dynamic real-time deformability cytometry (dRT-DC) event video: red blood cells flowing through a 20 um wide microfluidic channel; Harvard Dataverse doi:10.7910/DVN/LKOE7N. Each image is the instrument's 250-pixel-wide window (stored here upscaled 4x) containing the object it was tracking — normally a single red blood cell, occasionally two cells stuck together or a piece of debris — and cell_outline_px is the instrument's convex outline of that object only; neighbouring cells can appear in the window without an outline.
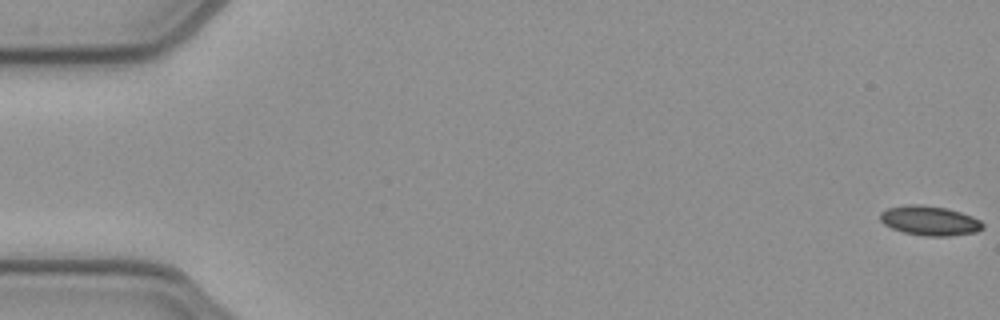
{"species": "common noctule bat (a hibernating species)", "species_latin": "Nyctalus noctula", "temperature_condition": "cold", "stored_images_in_passage": 53, "camera_frame_rate_fps": 3000, "um_per_image_px": 0.085, "animal": {"sex": "female", "body_mass_g": 21.9}, "frame": {"image": 1, "passage_image": 1, "time_ms": 0.0, "image_size_px": [1000, 320], "cell_outline_px": [[984, 228], [976, 232], [948, 236], [924, 236], [904, 232], [892, 228], [884, 224], [880, 220], [880, 212], [888, 208], [908, 204], [920, 204], [948, 208], [972, 216], [980, 220], [984, 224]], "centroid_in_image_um": [79.03, 18.75], "position_along_channel_um": 6.0, "area_um2": 17.74}}
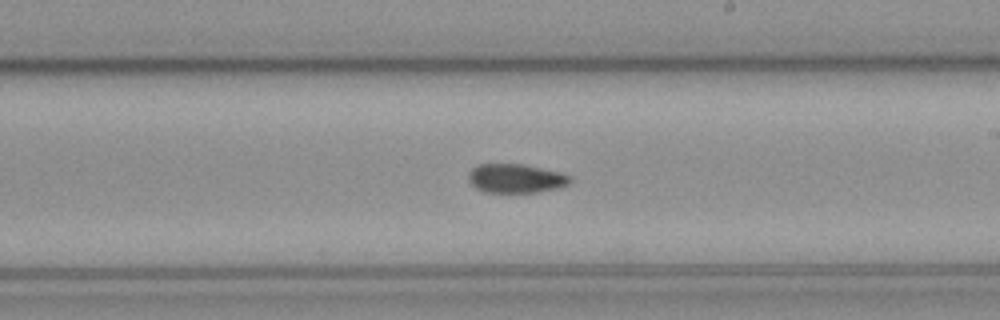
{"frame": {"image": 2, "passage_image": 31, "time_ms": 10.0, "image_size_px": [1000, 320], "cell_outline_px": [[572, 180], [568, 184], [560, 188], [536, 192], [484, 192], [476, 188], [468, 180], [468, 172], [476, 164], [524, 164], [560, 172], [572, 176]], "centroid_in_image_um": [43.85, 15.16], "position_along_channel_um": 245.2, "area_um2": 17.34}}
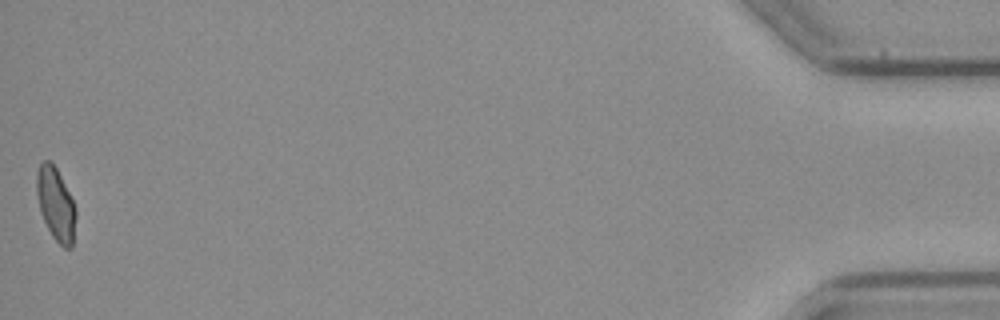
{"frame": {"image": 3, "passage_image": 53, "time_ms": 17.333, "image_size_px": [1000, 320], "cell_outline_px": [[76, 216], [72, 248], [64, 248], [52, 236], [40, 212], [36, 192], [36, 172], [40, 164], [44, 160], [48, 160], [56, 168], [76, 208]], "centroid_in_image_um": [4.73, 17.36], "position_along_channel_um": 430.5, "area_um2": 16.47}, "authors_computed_cell_mechanics": {"area_um2": 17.6868, "velocity_mm_per_s": 3.9228, "shape_relaxation_time_tau1_ms": null, "shape_relaxation_time_tau2_ms": 7.736, "deformation_change_tau1": null, "deformation_change_tau2": 0.1087}}